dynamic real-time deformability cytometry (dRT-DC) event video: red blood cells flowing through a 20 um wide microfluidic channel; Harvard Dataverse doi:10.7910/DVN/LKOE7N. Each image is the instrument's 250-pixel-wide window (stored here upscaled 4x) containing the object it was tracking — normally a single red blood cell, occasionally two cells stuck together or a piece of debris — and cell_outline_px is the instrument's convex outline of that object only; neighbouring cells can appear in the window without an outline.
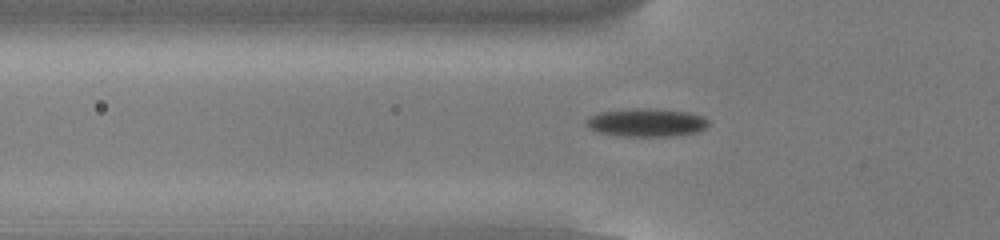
{"species": "common noctule bat (a hibernating species)", "species_latin": "Nyctalus noctula", "temperature_condition": "cold", "stored_images_in_passage": 51, "camera_frame_rate_fps": 3000, "um_per_image_px": 0.085, "animal": {"sex": "male", "body_mass_g": 13.0, "forearm_length_mm": 53.1}, "frame": {"image": 1, "passage_image": 18, "time_ms": 5.667, "image_size_px": [1000, 240], "cell_outline_px": [[708, 124], [700, 132], [672, 136], [616, 136], [600, 132], [592, 128], [588, 124], [588, 120], [592, 116], [600, 112], [636, 108], [652, 108], [688, 112], [700, 116], [708, 120]], "centroid_in_image_um": [55.01, 10.42], "position_along_channel_um": 70.8, "area_um2": 19.77}}
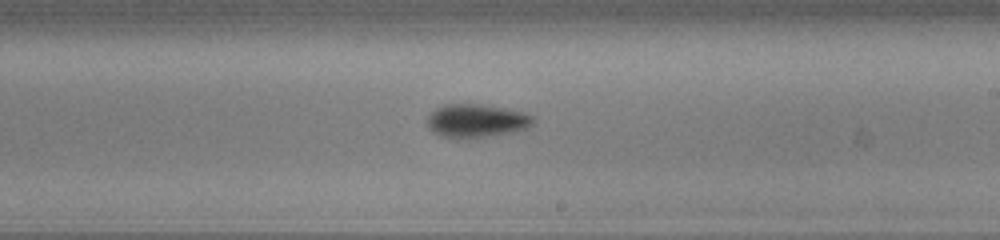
{"frame": {"image": 2, "passage_image": 32, "time_ms": 10.333, "image_size_px": [1000, 240], "cell_outline_px": [[536, 116], [532, 124], [524, 128], [512, 132], [488, 136], [456, 140], [440, 136], [432, 132], [428, 128], [428, 116], [436, 108], [444, 104], [480, 104], [504, 108], [524, 112]], "centroid_in_image_um": [40.46, 10.28], "position_along_channel_um": 248.5, "area_um2": 20.81}}
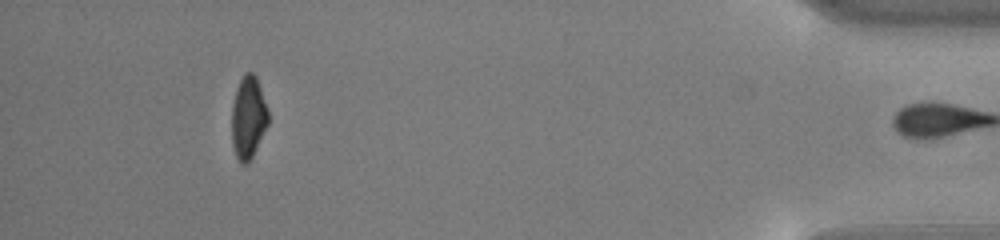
{"frame": {"image": 3, "passage_image": 50, "time_ms": 16.333, "image_size_px": [1000, 240], "cell_outline_px": [[268, 124], [248, 164], [240, 164], [236, 156], [232, 144], [232, 104], [236, 88], [244, 72], [252, 72], [256, 76], [268, 108]], "centroid_in_image_um": [21.09, 9.97], "position_along_channel_um": 414.1, "area_um2": 17.57}, "authors_computed_cell_mechanics": {"area_um2": 18.9006, "velocity_mm_per_s": 3.815, "shape_relaxation_time_tau1_ms": 2.1859, "shape_relaxation_time_tau2_ms": 7.4361, "deformation_change_tau1": 0.0956, "deformation_change_tau2": 0.1291}}